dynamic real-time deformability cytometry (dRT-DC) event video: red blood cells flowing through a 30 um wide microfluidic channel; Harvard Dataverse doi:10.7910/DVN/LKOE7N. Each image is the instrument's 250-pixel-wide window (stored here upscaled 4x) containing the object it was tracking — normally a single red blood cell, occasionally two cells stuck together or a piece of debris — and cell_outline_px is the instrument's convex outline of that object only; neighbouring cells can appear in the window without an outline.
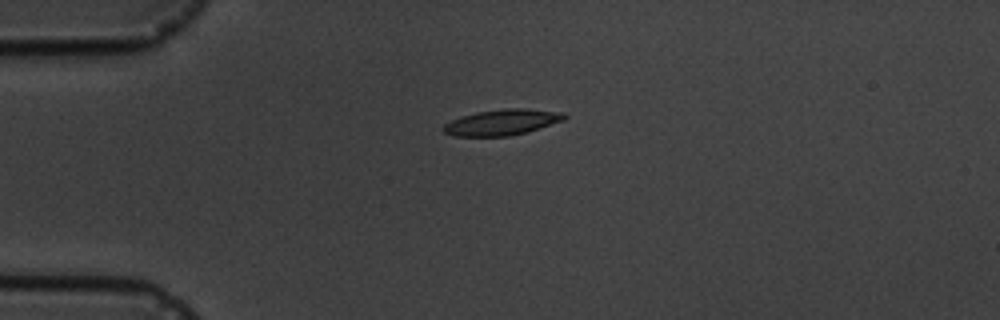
{"species": "common noctule bat (a hibernating species)", "species_latin": "Nyctalus noctula", "temperature_condition": "cold", "stored_images_in_passage": 6, "camera_frame_rate_fps": 3000, "um_per_image_px": 0.085, "animal": {"sex": "male", "body_mass_g": 19.5, "forearm_length_mm": 54.6}, "frame": {"image": 1, "passage_image": 4, "time_ms": 4.333, "image_size_px": [1000, 320], "cell_outline_px": [[568, 116], [564, 120], [524, 132], [508, 136], [452, 136], [444, 132], [440, 128], [444, 124], [460, 116], [476, 112], [504, 108], [528, 108], [564, 112]], "centroid_in_image_um": [42.64, 10.38], "position_along_channel_um": 42.4, "area_um2": 18.26}}
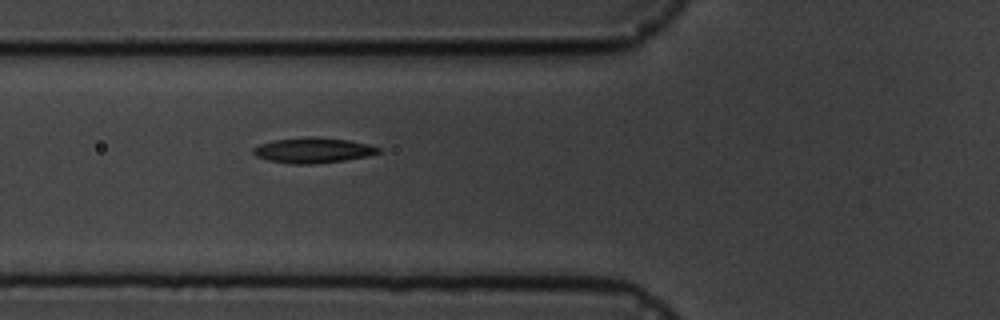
{"frame": {"image": 2, "passage_image": 6, "time_ms": 6.667, "image_size_px": [1000, 320], "cell_outline_px": [[380, 152], [368, 156], [344, 160], [312, 164], [292, 164], [268, 160], [256, 156], [252, 152], [252, 148], [260, 144], [276, 140], [308, 136], [316, 136], [348, 140], [368, 144], [380, 148]], "centroid_in_image_um": [26.6, 12.77], "position_along_channel_um": 99.2, "area_um2": 18.44}}